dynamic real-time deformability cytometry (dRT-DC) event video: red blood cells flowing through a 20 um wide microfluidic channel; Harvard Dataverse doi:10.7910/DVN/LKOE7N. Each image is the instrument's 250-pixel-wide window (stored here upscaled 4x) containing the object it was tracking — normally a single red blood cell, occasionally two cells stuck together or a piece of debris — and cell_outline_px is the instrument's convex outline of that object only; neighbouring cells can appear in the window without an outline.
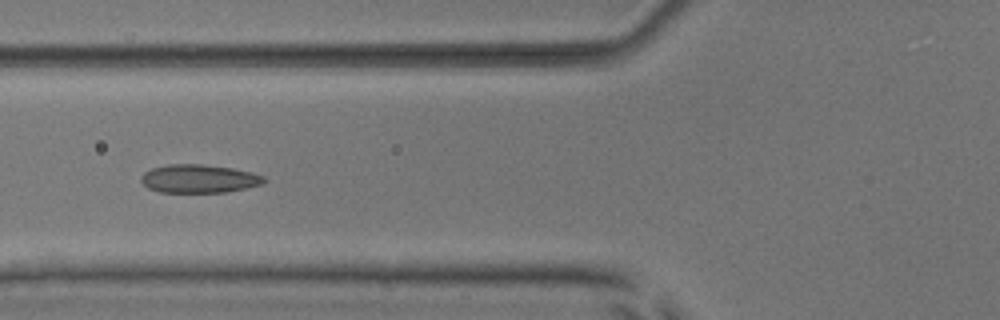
{"species": "common noctule bat (a hibernating species)", "species_latin": "Nyctalus noctula", "temperature_condition": "room temperature", "stored_images_in_passage": 8, "camera_frame_rate_fps": 3000, "um_per_image_px": 0.085, "animal": {"sex": "male", "body_mass_g": 17.9, "forearm_length_mm": 54.2}, "frame": {"image": 1, "passage_image": 5, "time_ms": 4.667, "image_size_px": [1000, 320], "cell_outline_px": [[268, 180], [264, 184], [228, 192], [160, 192], [148, 188], [140, 180], [140, 176], [144, 172], [152, 168], [168, 164], [200, 164], [232, 168], [252, 172], [264, 176]], "centroid_in_image_um": [16.94, 15.19], "position_along_channel_um": 108.9, "area_um2": 20.46}}
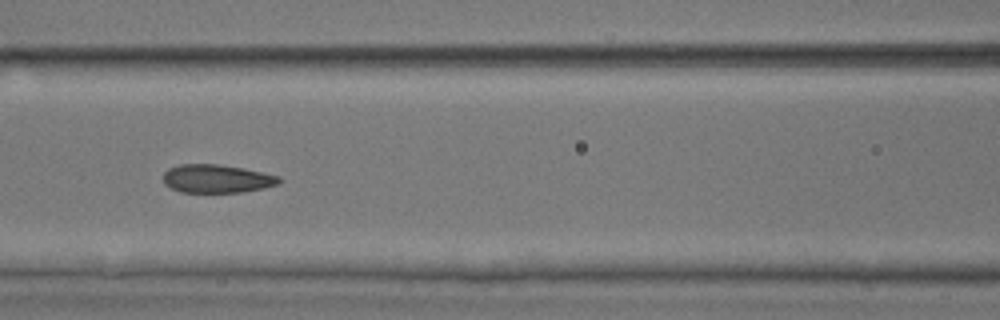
{"frame": {"image": 2, "passage_image": 6, "time_ms": 5.667, "image_size_px": [1000, 320], "cell_outline_px": [[280, 184], [264, 188], [240, 192], [180, 192], [164, 184], [164, 172], [168, 168], [180, 164], [216, 164], [244, 168], [280, 176]], "centroid_in_image_um": [18.43, 15.18], "position_along_channel_um": 148.2, "area_um2": 19.13}}